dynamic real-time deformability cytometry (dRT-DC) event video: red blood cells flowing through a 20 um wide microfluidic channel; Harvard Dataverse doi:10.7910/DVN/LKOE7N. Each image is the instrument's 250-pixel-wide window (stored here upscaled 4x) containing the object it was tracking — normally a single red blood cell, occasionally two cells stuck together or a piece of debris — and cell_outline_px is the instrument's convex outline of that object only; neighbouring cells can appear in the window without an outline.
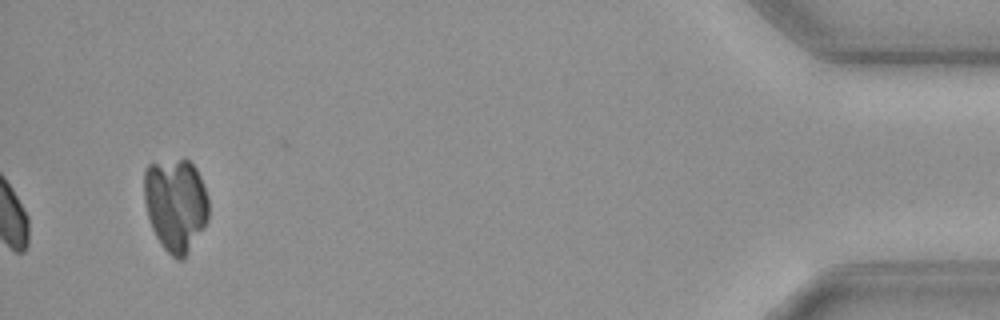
{"species": "common noctule bat (a hibernating species)", "species_latin": "Nyctalus noctula", "temperature_condition": "cold", "stored_images_in_passage": 42, "camera_frame_rate_fps": 3000, "um_per_image_px": 0.085, "animal": {"sex": "female", "body_mass_g": 19.3, "forearm_length_mm": 54.1}, "frame": {"image": 1, "passage_image": 42, "time_ms": 13.667, "image_size_px": [1000, 320], "cell_outline_px": [[208, 220], [204, 228], [184, 260], [176, 260], [160, 244], [152, 228], [148, 216], [144, 200], [144, 172], [148, 164], [184, 156], [196, 168], [200, 176], [208, 196]], "centroid_in_image_um": [14.94, 17.38], "position_along_channel_um": 420.3, "area_um2": 35.72}}